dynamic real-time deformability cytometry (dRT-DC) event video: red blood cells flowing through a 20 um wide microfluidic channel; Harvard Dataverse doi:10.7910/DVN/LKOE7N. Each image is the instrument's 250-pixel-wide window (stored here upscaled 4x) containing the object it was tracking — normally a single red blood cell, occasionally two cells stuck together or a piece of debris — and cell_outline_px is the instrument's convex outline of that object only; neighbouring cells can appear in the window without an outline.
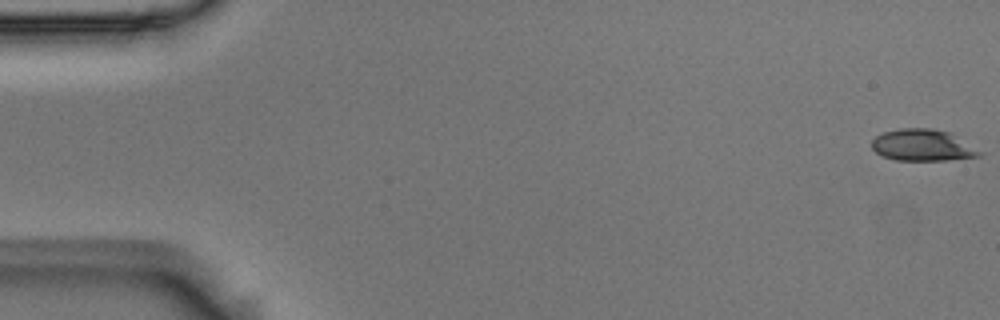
{"species": "Egyptian fruit bat (a non-hibernating species)", "species_latin": "Rousettus aegyptiacus", "temperature_condition": "room temperature", "stored_images_in_passage": 55, "camera_frame_rate_fps": 3000, "um_per_image_px": 0.085, "animal": {"sex": "male"}, "frame": {"image": 1, "passage_image": 1, "time_ms": 0.0, "image_size_px": [1000, 320], "cell_outline_px": [[984, 152], [980, 156], [948, 160], [896, 160], [884, 156], [876, 152], [872, 148], [872, 140], [876, 136], [884, 132], [900, 128], [932, 128], [952, 132]], "centroid_in_image_um": [78.48, 12.33], "position_along_channel_um": 6.5, "area_um2": 20.06}}
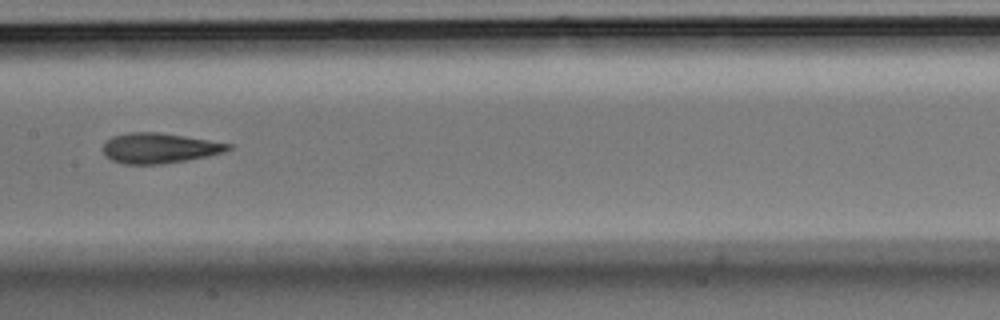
{"frame": {"image": 2, "passage_image": 28, "time_ms": 9.0, "image_size_px": [1000, 320], "cell_outline_px": [[232, 148], [224, 152], [208, 156], [160, 164], [124, 164], [112, 160], [104, 156], [104, 144], [112, 136], [128, 132], [160, 132], [232, 144]], "centroid_in_image_um": [13.53, 12.58], "position_along_channel_um": 193.9, "area_um2": 21.91}}
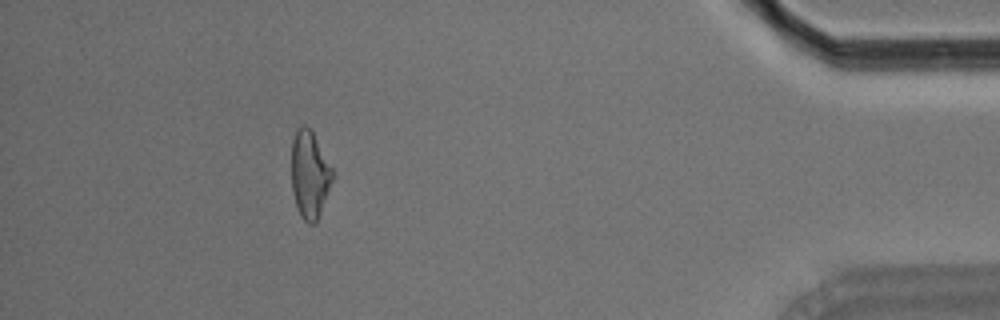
{"frame": {"image": 3, "passage_image": 50, "time_ms": 16.333, "image_size_px": [1000, 320], "cell_outline_px": [[336, 172], [316, 224], [308, 224], [300, 216], [296, 208], [292, 192], [292, 140], [296, 128], [304, 124], [312, 132]], "centroid_in_image_um": [26.33, 14.86], "position_along_channel_um": 408.9, "area_um2": 21.27}, "authors_computed_cell_mechanics": {"area_um2": 21.675, "velocity_mm_per_s": 3.6685, "shape_relaxation_time_tau1_ms": 4.2663, "shape_relaxation_time_tau2_ms": 2.4497, "deformation_change_tau1": 0.1647, "deformation_change_tau2": 0.1257}}